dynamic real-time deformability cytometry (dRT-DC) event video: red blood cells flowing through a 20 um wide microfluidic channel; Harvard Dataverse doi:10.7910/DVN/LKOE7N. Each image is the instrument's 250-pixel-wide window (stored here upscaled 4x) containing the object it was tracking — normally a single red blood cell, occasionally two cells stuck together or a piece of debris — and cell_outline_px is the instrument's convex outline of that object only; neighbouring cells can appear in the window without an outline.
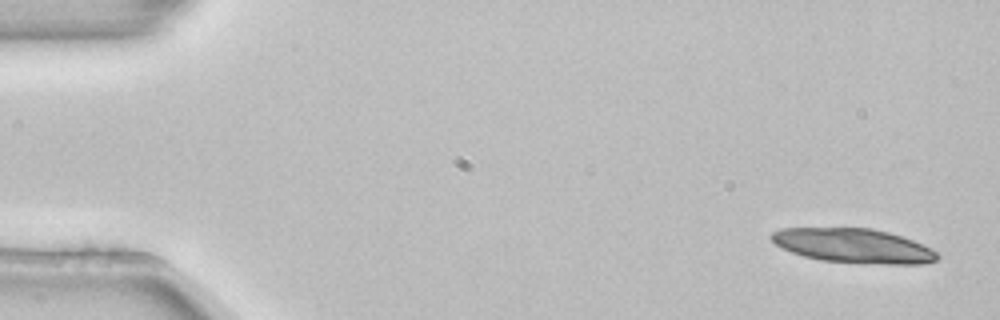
{"species": "common noctule bat (a hibernating species)", "species_latin": "Nyctalus noctula", "temperature_condition": "room temperature", "stored_images_in_passage": 4, "camera_frame_rate_fps": 3000, "um_per_image_px": 0.085, "animal": {"sex": "female", "body_mass_g": 22.7, "forearm_length_mm": 54.2}, "frame": {"image": 1, "passage_image": 1, "time_ms": 0.0, "image_size_px": [1000, 320], "cell_outline_px": [[940, 256], [936, 260], [920, 264], [884, 264], [820, 260], [804, 256], [792, 252], [776, 244], [768, 236], [772, 232], [780, 228], [872, 228], [904, 236], [936, 252]], "centroid_in_image_um": [72.52, 20.88], "position_along_channel_um": 12.5, "area_um2": 32.95}}